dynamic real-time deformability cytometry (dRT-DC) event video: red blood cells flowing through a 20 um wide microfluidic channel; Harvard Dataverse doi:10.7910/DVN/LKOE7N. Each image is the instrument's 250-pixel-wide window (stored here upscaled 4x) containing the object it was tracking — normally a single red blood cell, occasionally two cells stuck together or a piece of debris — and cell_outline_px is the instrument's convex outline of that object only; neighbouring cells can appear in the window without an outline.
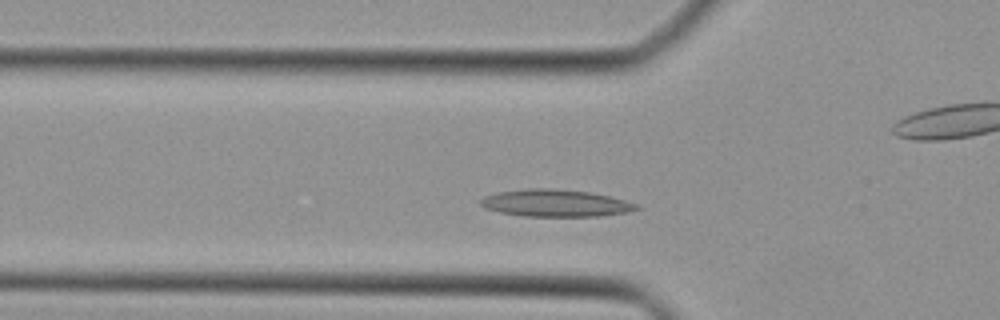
{"species": "Egyptian fruit bat (a non-hibernating species)", "species_latin": "Rousettus aegyptiacus", "temperature_condition": "cold", "stored_images_in_passage": 6, "camera_frame_rate_fps": 3000, "um_per_image_px": 0.085, "animal": {"sex": "female"}, "frame": {"image": 1, "passage_image": 4, "time_ms": 1.0, "image_size_px": [1000, 320], "cell_outline_px": [[644, 208], [628, 212], [596, 216], [524, 216], [500, 212], [484, 208], [480, 204], [480, 200], [484, 196], [496, 192], [528, 188], [556, 188], [592, 192], [624, 200], [636, 204]], "centroid_in_image_um": [47.21, 17.25], "position_along_channel_um": 78.6, "area_um2": 24.8}}